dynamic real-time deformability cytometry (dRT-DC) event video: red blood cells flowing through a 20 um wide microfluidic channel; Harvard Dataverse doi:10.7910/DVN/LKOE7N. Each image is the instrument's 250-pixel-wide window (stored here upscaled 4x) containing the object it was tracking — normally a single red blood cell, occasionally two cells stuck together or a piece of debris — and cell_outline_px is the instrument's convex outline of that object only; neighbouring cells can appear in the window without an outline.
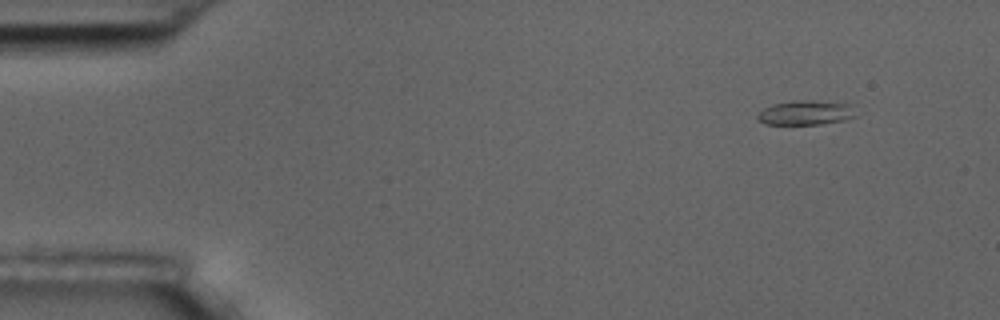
{"species": "common noctule bat (a hibernating species)", "species_latin": "Nyctalus noctula", "temperature_condition": "room temperature", "stored_images_in_passage": 4, "camera_frame_rate_fps": 3000, "um_per_image_px": 0.085, "animal": {"sex": "male", "body_mass_g": 17.5, "forearm_length_mm": 52.3}, "frame": {"image": 1, "passage_image": 1, "time_ms": 0.0, "image_size_px": [1000, 320], "cell_outline_px": [[856, 116], [844, 120], [820, 124], [764, 124], [756, 120], [756, 116], [764, 108], [772, 104], [796, 100], [804, 100], [852, 104]], "centroid_in_image_um": [68.46, 9.58], "position_along_channel_um": 16.5, "area_um2": 13.99}}
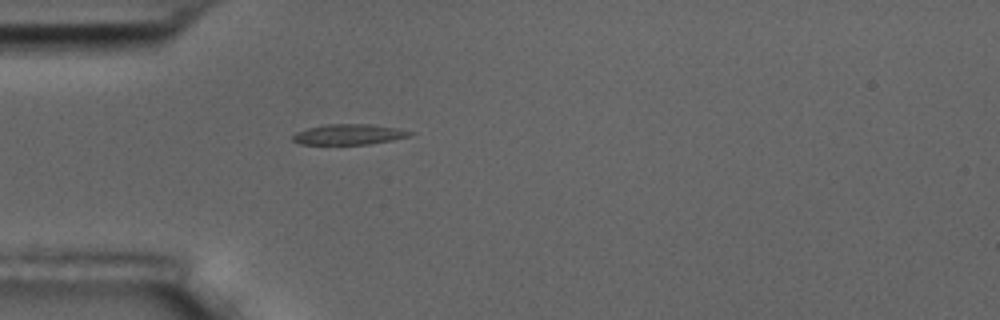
{"frame": {"image": 2, "passage_image": 4, "time_ms": 3.667, "image_size_px": [1000, 320], "cell_outline_px": [[416, 132], [408, 136], [392, 140], [368, 144], [300, 144], [292, 140], [292, 136], [296, 132], [308, 128], [324, 124], [372, 124], [400, 128]], "centroid_in_image_um": [29.68, 11.41], "position_along_channel_um": 55.3, "area_um2": 14.05}}